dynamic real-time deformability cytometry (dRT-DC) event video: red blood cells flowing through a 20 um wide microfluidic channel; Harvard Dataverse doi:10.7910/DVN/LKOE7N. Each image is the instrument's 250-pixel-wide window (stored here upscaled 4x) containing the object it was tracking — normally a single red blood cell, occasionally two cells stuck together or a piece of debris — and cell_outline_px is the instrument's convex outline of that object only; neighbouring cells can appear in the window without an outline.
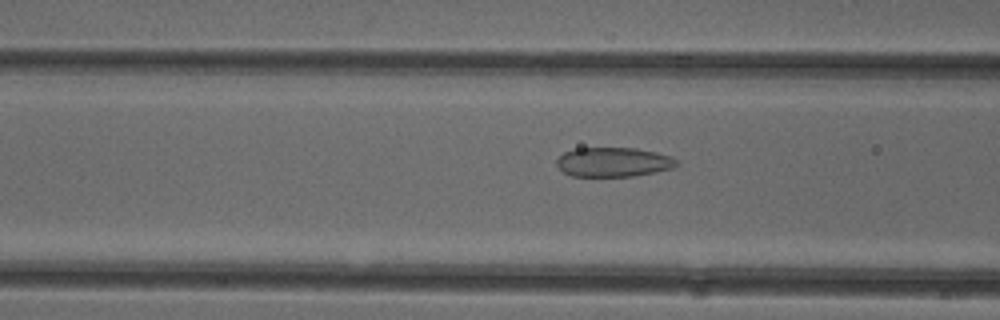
{"species": "common noctule bat (a hibernating species)", "species_latin": "Nyctalus noctula", "temperature_condition": "cold", "stored_images_in_passage": 52, "camera_frame_rate_fps": 3000, "um_per_image_px": 0.085, "animal": {"sex": "female"}, "frame": {"image": 1, "passage_image": 20, "time_ms": 6.333, "image_size_px": [1000, 320], "cell_outline_px": [[676, 164], [672, 168], [632, 176], [572, 176], [564, 172], [556, 164], [556, 160], [564, 152], [576, 148], [636, 148], [656, 152], [672, 156], [676, 160]], "centroid_in_image_um": [52.11, 13.77], "position_along_channel_um": 114.5, "area_um2": 20.35}}
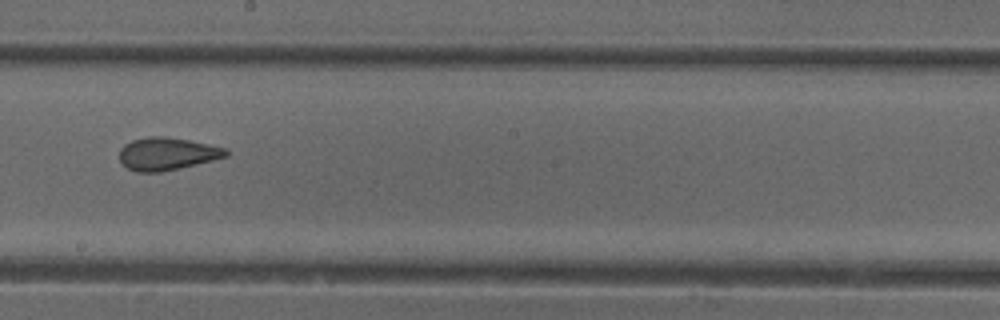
{"frame": {"image": 2, "passage_image": 29, "time_ms": 9.333, "image_size_px": [1000, 320], "cell_outline_px": [[228, 156], [180, 168], [160, 172], [136, 172], [128, 168], [120, 160], [120, 148], [124, 144], [132, 140], [148, 136], [164, 136], [188, 140], [208, 144], [224, 148], [228, 152]], "centroid_in_image_um": [14.17, 13.07], "position_along_channel_um": 234.0, "area_um2": 20.11}}
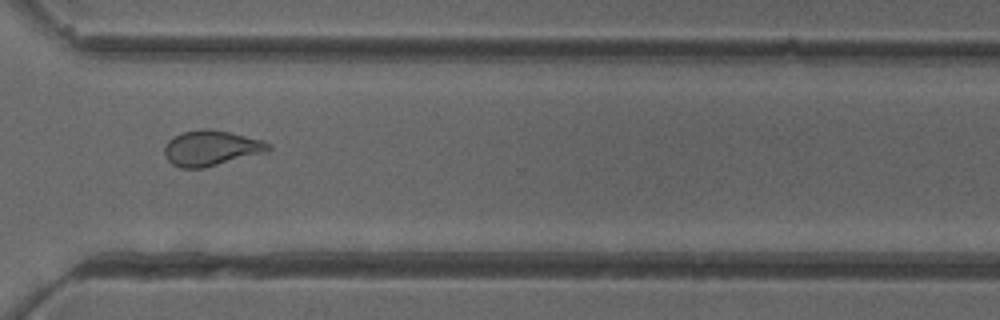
{"frame": {"image": 3, "passage_image": 38, "time_ms": 12.333, "image_size_px": [1000, 320], "cell_outline_px": [[272, 148], [268, 152], [204, 168], [180, 168], [172, 164], [164, 156], [164, 148], [168, 140], [184, 132], [204, 128], [208, 128], [228, 132], [260, 140], [272, 144]], "centroid_in_image_um": [17.95, 12.6], "position_along_channel_um": 352.6, "area_um2": 21.39}, "authors_computed_cell_mechanics": {"area_um2": 22.0796, "velocity_mm_per_s": 3.9742, "shape_relaxation_time_tau1_ms": null, "shape_relaxation_time_tau2_ms": 1.2866, "deformation_change_tau1": null, "deformation_change_tau2": 0.0865}}